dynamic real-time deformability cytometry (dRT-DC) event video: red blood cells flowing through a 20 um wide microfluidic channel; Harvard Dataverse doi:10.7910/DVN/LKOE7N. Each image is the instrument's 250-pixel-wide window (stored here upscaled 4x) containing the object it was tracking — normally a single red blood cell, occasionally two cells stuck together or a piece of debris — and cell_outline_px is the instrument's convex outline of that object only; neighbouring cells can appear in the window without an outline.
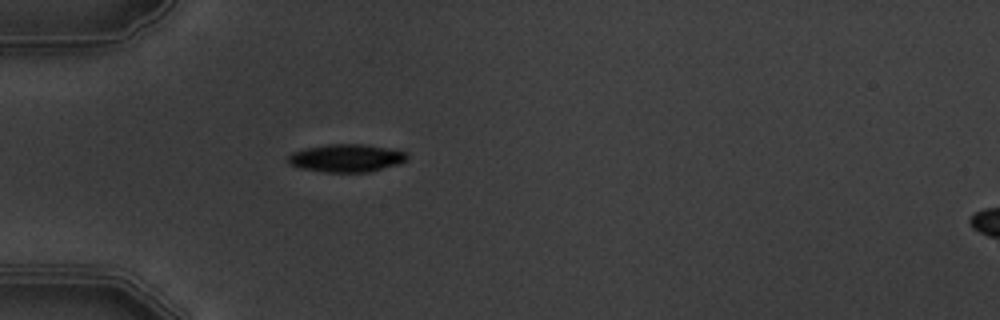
{"species": "common noctule bat (a hibernating species)", "species_latin": "Nyctalus noctula", "temperature_condition": "warm", "stored_images_in_passage": 5, "camera_frame_rate_fps": 3000, "um_per_image_px": 0.085, "animal": {"sex": "male", "body_mass_g": 19.5, "forearm_length_mm": 54.6}, "frame": {"image": 1, "passage_image": 5, "time_ms": 4.333, "image_size_px": [1000, 320], "cell_outline_px": [[408, 156], [400, 164], [368, 172], [324, 172], [300, 168], [288, 164], [284, 160], [292, 152], [304, 148], [328, 144], [360, 144], [408, 152]], "centroid_in_image_um": [29.37, 13.44], "position_along_channel_um": 55.6, "area_um2": 19.36}}